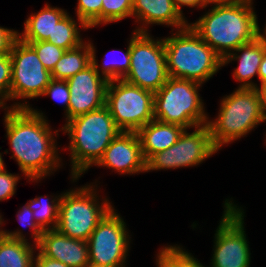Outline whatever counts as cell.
<instances>
[{
  "label": "cell",
  "mask_w": 266,
  "mask_h": 267,
  "mask_svg": "<svg viewBox=\"0 0 266 267\" xmlns=\"http://www.w3.org/2000/svg\"><path fill=\"white\" fill-rule=\"evenodd\" d=\"M3 109L6 137L12 152L10 159L17 161L24 177L37 183L62 168L55 139L60 130L53 132L45 114L32 106Z\"/></svg>",
  "instance_id": "cell-1"
},
{
  "label": "cell",
  "mask_w": 266,
  "mask_h": 267,
  "mask_svg": "<svg viewBox=\"0 0 266 267\" xmlns=\"http://www.w3.org/2000/svg\"><path fill=\"white\" fill-rule=\"evenodd\" d=\"M253 4V0H238L230 5L211 7L197 21L188 24L224 58L257 38V15Z\"/></svg>",
  "instance_id": "cell-2"
},
{
  "label": "cell",
  "mask_w": 266,
  "mask_h": 267,
  "mask_svg": "<svg viewBox=\"0 0 266 267\" xmlns=\"http://www.w3.org/2000/svg\"><path fill=\"white\" fill-rule=\"evenodd\" d=\"M60 130L70 139L68 151L73 182L98 163L105 149L121 132L106 105L68 120Z\"/></svg>",
  "instance_id": "cell-3"
},
{
  "label": "cell",
  "mask_w": 266,
  "mask_h": 267,
  "mask_svg": "<svg viewBox=\"0 0 266 267\" xmlns=\"http://www.w3.org/2000/svg\"><path fill=\"white\" fill-rule=\"evenodd\" d=\"M175 31L163 38L168 77L204 84L223 67V58L189 24Z\"/></svg>",
  "instance_id": "cell-4"
},
{
  "label": "cell",
  "mask_w": 266,
  "mask_h": 267,
  "mask_svg": "<svg viewBox=\"0 0 266 267\" xmlns=\"http://www.w3.org/2000/svg\"><path fill=\"white\" fill-rule=\"evenodd\" d=\"M262 122L265 121L259 89L237 87L221 99L217 117L209 118L207 125L214 146L220 150L222 146L246 137Z\"/></svg>",
  "instance_id": "cell-5"
},
{
  "label": "cell",
  "mask_w": 266,
  "mask_h": 267,
  "mask_svg": "<svg viewBox=\"0 0 266 267\" xmlns=\"http://www.w3.org/2000/svg\"><path fill=\"white\" fill-rule=\"evenodd\" d=\"M85 184L61 193L56 230L62 235L87 241L97 224L113 208L109 198H101L97 186Z\"/></svg>",
  "instance_id": "cell-6"
},
{
  "label": "cell",
  "mask_w": 266,
  "mask_h": 267,
  "mask_svg": "<svg viewBox=\"0 0 266 267\" xmlns=\"http://www.w3.org/2000/svg\"><path fill=\"white\" fill-rule=\"evenodd\" d=\"M202 86L191 80L168 77L154 93V119L186 129L207 124L209 115L199 94Z\"/></svg>",
  "instance_id": "cell-7"
},
{
  "label": "cell",
  "mask_w": 266,
  "mask_h": 267,
  "mask_svg": "<svg viewBox=\"0 0 266 267\" xmlns=\"http://www.w3.org/2000/svg\"><path fill=\"white\" fill-rule=\"evenodd\" d=\"M153 104V92L123 79L108 81L105 105L121 131L137 132L154 120Z\"/></svg>",
  "instance_id": "cell-8"
},
{
  "label": "cell",
  "mask_w": 266,
  "mask_h": 267,
  "mask_svg": "<svg viewBox=\"0 0 266 267\" xmlns=\"http://www.w3.org/2000/svg\"><path fill=\"white\" fill-rule=\"evenodd\" d=\"M130 37V69L124 81L156 93L168 78L162 38L149 32H135Z\"/></svg>",
  "instance_id": "cell-9"
},
{
  "label": "cell",
  "mask_w": 266,
  "mask_h": 267,
  "mask_svg": "<svg viewBox=\"0 0 266 267\" xmlns=\"http://www.w3.org/2000/svg\"><path fill=\"white\" fill-rule=\"evenodd\" d=\"M226 199L214 236L213 255L208 267H250L251 253L244 227V210Z\"/></svg>",
  "instance_id": "cell-10"
},
{
  "label": "cell",
  "mask_w": 266,
  "mask_h": 267,
  "mask_svg": "<svg viewBox=\"0 0 266 267\" xmlns=\"http://www.w3.org/2000/svg\"><path fill=\"white\" fill-rule=\"evenodd\" d=\"M10 58V101L17 99V102L7 108H30L27 99L38 98L42 95L52 80L51 72L43 66L36 51L20 38L13 43ZM20 99L24 102H18Z\"/></svg>",
  "instance_id": "cell-11"
},
{
  "label": "cell",
  "mask_w": 266,
  "mask_h": 267,
  "mask_svg": "<svg viewBox=\"0 0 266 267\" xmlns=\"http://www.w3.org/2000/svg\"><path fill=\"white\" fill-rule=\"evenodd\" d=\"M116 211L113 207L97 224L87 240L91 264L126 267L131 235L122 216Z\"/></svg>",
  "instance_id": "cell-12"
},
{
  "label": "cell",
  "mask_w": 266,
  "mask_h": 267,
  "mask_svg": "<svg viewBox=\"0 0 266 267\" xmlns=\"http://www.w3.org/2000/svg\"><path fill=\"white\" fill-rule=\"evenodd\" d=\"M187 130L174 145L146 161V172L194 167L219 151L212 142L207 124L196 126L191 133Z\"/></svg>",
  "instance_id": "cell-13"
},
{
  "label": "cell",
  "mask_w": 266,
  "mask_h": 267,
  "mask_svg": "<svg viewBox=\"0 0 266 267\" xmlns=\"http://www.w3.org/2000/svg\"><path fill=\"white\" fill-rule=\"evenodd\" d=\"M70 91L68 120L97 110L105 105L108 81L91 63L67 80Z\"/></svg>",
  "instance_id": "cell-14"
},
{
  "label": "cell",
  "mask_w": 266,
  "mask_h": 267,
  "mask_svg": "<svg viewBox=\"0 0 266 267\" xmlns=\"http://www.w3.org/2000/svg\"><path fill=\"white\" fill-rule=\"evenodd\" d=\"M95 166L114 169L120 175L145 173L146 161L137 133L121 131Z\"/></svg>",
  "instance_id": "cell-15"
},
{
  "label": "cell",
  "mask_w": 266,
  "mask_h": 267,
  "mask_svg": "<svg viewBox=\"0 0 266 267\" xmlns=\"http://www.w3.org/2000/svg\"><path fill=\"white\" fill-rule=\"evenodd\" d=\"M36 251L68 267H87L89 264L88 242L62 235L56 229L44 230Z\"/></svg>",
  "instance_id": "cell-16"
},
{
  "label": "cell",
  "mask_w": 266,
  "mask_h": 267,
  "mask_svg": "<svg viewBox=\"0 0 266 267\" xmlns=\"http://www.w3.org/2000/svg\"><path fill=\"white\" fill-rule=\"evenodd\" d=\"M132 17L140 27L135 32H148L150 25H167L178 30L186 27L188 21L177 9L174 0H133Z\"/></svg>",
  "instance_id": "cell-17"
},
{
  "label": "cell",
  "mask_w": 266,
  "mask_h": 267,
  "mask_svg": "<svg viewBox=\"0 0 266 267\" xmlns=\"http://www.w3.org/2000/svg\"><path fill=\"white\" fill-rule=\"evenodd\" d=\"M265 52L266 44L256 38L223 58V66L235 60L239 62L233 71L235 81L241 82L238 88H259L256 83L252 82V78L255 75L258 77V69Z\"/></svg>",
  "instance_id": "cell-18"
},
{
  "label": "cell",
  "mask_w": 266,
  "mask_h": 267,
  "mask_svg": "<svg viewBox=\"0 0 266 267\" xmlns=\"http://www.w3.org/2000/svg\"><path fill=\"white\" fill-rule=\"evenodd\" d=\"M25 236L22 230L0 228V267H34L37 246Z\"/></svg>",
  "instance_id": "cell-19"
},
{
  "label": "cell",
  "mask_w": 266,
  "mask_h": 267,
  "mask_svg": "<svg viewBox=\"0 0 266 267\" xmlns=\"http://www.w3.org/2000/svg\"><path fill=\"white\" fill-rule=\"evenodd\" d=\"M185 129L183 126L163 123L155 119L139 129L136 133L145 161L155 153L174 145Z\"/></svg>",
  "instance_id": "cell-20"
},
{
  "label": "cell",
  "mask_w": 266,
  "mask_h": 267,
  "mask_svg": "<svg viewBox=\"0 0 266 267\" xmlns=\"http://www.w3.org/2000/svg\"><path fill=\"white\" fill-rule=\"evenodd\" d=\"M67 10L52 7L48 3L37 13H31L24 22L22 33L18 38L22 41H46L52 37L55 25L67 14Z\"/></svg>",
  "instance_id": "cell-21"
},
{
  "label": "cell",
  "mask_w": 266,
  "mask_h": 267,
  "mask_svg": "<svg viewBox=\"0 0 266 267\" xmlns=\"http://www.w3.org/2000/svg\"><path fill=\"white\" fill-rule=\"evenodd\" d=\"M91 64L90 42H83L79 46L65 50L60 60L51 72L54 80L67 81L79 71L84 70Z\"/></svg>",
  "instance_id": "cell-22"
},
{
  "label": "cell",
  "mask_w": 266,
  "mask_h": 267,
  "mask_svg": "<svg viewBox=\"0 0 266 267\" xmlns=\"http://www.w3.org/2000/svg\"><path fill=\"white\" fill-rule=\"evenodd\" d=\"M76 20L67 13L55 25L52 37H49L46 41L64 50H69L82 44L84 40H82L80 29L86 30L89 28L78 18Z\"/></svg>",
  "instance_id": "cell-23"
},
{
  "label": "cell",
  "mask_w": 266,
  "mask_h": 267,
  "mask_svg": "<svg viewBox=\"0 0 266 267\" xmlns=\"http://www.w3.org/2000/svg\"><path fill=\"white\" fill-rule=\"evenodd\" d=\"M38 196L30 199L26 204L33 211V217L36 223L43 230L56 229L58 224L59 203L61 195ZM51 199V200H50Z\"/></svg>",
  "instance_id": "cell-24"
},
{
  "label": "cell",
  "mask_w": 266,
  "mask_h": 267,
  "mask_svg": "<svg viewBox=\"0 0 266 267\" xmlns=\"http://www.w3.org/2000/svg\"><path fill=\"white\" fill-rule=\"evenodd\" d=\"M181 245L163 246L157 253V267H205ZM207 267V266H206Z\"/></svg>",
  "instance_id": "cell-25"
},
{
  "label": "cell",
  "mask_w": 266,
  "mask_h": 267,
  "mask_svg": "<svg viewBox=\"0 0 266 267\" xmlns=\"http://www.w3.org/2000/svg\"><path fill=\"white\" fill-rule=\"evenodd\" d=\"M90 42V48H91V63L93 64L95 70L102 76L104 77L107 81H112V80H118V79H123L127 73L129 72L130 69V40L129 44L127 46L126 52H123V56L121 60H113L111 62H104L102 63L101 68L100 64H98V59H96V50L94 44L92 41ZM107 57V56H106ZM101 70V71H100Z\"/></svg>",
  "instance_id": "cell-26"
},
{
  "label": "cell",
  "mask_w": 266,
  "mask_h": 267,
  "mask_svg": "<svg viewBox=\"0 0 266 267\" xmlns=\"http://www.w3.org/2000/svg\"><path fill=\"white\" fill-rule=\"evenodd\" d=\"M133 0H102L101 24L119 22L132 17Z\"/></svg>",
  "instance_id": "cell-27"
},
{
  "label": "cell",
  "mask_w": 266,
  "mask_h": 267,
  "mask_svg": "<svg viewBox=\"0 0 266 267\" xmlns=\"http://www.w3.org/2000/svg\"><path fill=\"white\" fill-rule=\"evenodd\" d=\"M28 43L37 53L43 66L50 72L55 68L65 50L47 41H23Z\"/></svg>",
  "instance_id": "cell-28"
},
{
  "label": "cell",
  "mask_w": 266,
  "mask_h": 267,
  "mask_svg": "<svg viewBox=\"0 0 266 267\" xmlns=\"http://www.w3.org/2000/svg\"><path fill=\"white\" fill-rule=\"evenodd\" d=\"M76 16L89 29L101 25L102 0H77Z\"/></svg>",
  "instance_id": "cell-29"
},
{
  "label": "cell",
  "mask_w": 266,
  "mask_h": 267,
  "mask_svg": "<svg viewBox=\"0 0 266 267\" xmlns=\"http://www.w3.org/2000/svg\"><path fill=\"white\" fill-rule=\"evenodd\" d=\"M41 96H50L52 99L63 104L65 111V122L68 121V108L70 101V91L67 81L64 80H54L52 79L50 83L45 88Z\"/></svg>",
  "instance_id": "cell-30"
},
{
  "label": "cell",
  "mask_w": 266,
  "mask_h": 267,
  "mask_svg": "<svg viewBox=\"0 0 266 267\" xmlns=\"http://www.w3.org/2000/svg\"><path fill=\"white\" fill-rule=\"evenodd\" d=\"M10 86L11 58L9 53L0 55V105L3 108H7L6 101L10 100Z\"/></svg>",
  "instance_id": "cell-31"
},
{
  "label": "cell",
  "mask_w": 266,
  "mask_h": 267,
  "mask_svg": "<svg viewBox=\"0 0 266 267\" xmlns=\"http://www.w3.org/2000/svg\"><path fill=\"white\" fill-rule=\"evenodd\" d=\"M17 219L23 226L31 227L30 235L34 240L32 241V243L33 245L37 246L44 230L34 220L33 211L28 207L27 204L22 206L21 209L17 212Z\"/></svg>",
  "instance_id": "cell-32"
},
{
  "label": "cell",
  "mask_w": 266,
  "mask_h": 267,
  "mask_svg": "<svg viewBox=\"0 0 266 267\" xmlns=\"http://www.w3.org/2000/svg\"><path fill=\"white\" fill-rule=\"evenodd\" d=\"M19 180V174L10 173L7 169L0 173V201L8 200L15 195Z\"/></svg>",
  "instance_id": "cell-33"
},
{
  "label": "cell",
  "mask_w": 266,
  "mask_h": 267,
  "mask_svg": "<svg viewBox=\"0 0 266 267\" xmlns=\"http://www.w3.org/2000/svg\"><path fill=\"white\" fill-rule=\"evenodd\" d=\"M17 38V30L0 26V55L9 54Z\"/></svg>",
  "instance_id": "cell-34"
},
{
  "label": "cell",
  "mask_w": 266,
  "mask_h": 267,
  "mask_svg": "<svg viewBox=\"0 0 266 267\" xmlns=\"http://www.w3.org/2000/svg\"><path fill=\"white\" fill-rule=\"evenodd\" d=\"M36 254L34 257V267H68L61 261L43 256L39 251Z\"/></svg>",
  "instance_id": "cell-35"
},
{
  "label": "cell",
  "mask_w": 266,
  "mask_h": 267,
  "mask_svg": "<svg viewBox=\"0 0 266 267\" xmlns=\"http://www.w3.org/2000/svg\"><path fill=\"white\" fill-rule=\"evenodd\" d=\"M174 3L177 9L183 14L182 7L188 6L189 8H201L202 9V0H174Z\"/></svg>",
  "instance_id": "cell-36"
},
{
  "label": "cell",
  "mask_w": 266,
  "mask_h": 267,
  "mask_svg": "<svg viewBox=\"0 0 266 267\" xmlns=\"http://www.w3.org/2000/svg\"><path fill=\"white\" fill-rule=\"evenodd\" d=\"M237 1L238 0H202V9L203 8L205 9L207 6L211 4L213 7H216V6L230 5V4L236 3Z\"/></svg>",
  "instance_id": "cell-37"
},
{
  "label": "cell",
  "mask_w": 266,
  "mask_h": 267,
  "mask_svg": "<svg viewBox=\"0 0 266 267\" xmlns=\"http://www.w3.org/2000/svg\"><path fill=\"white\" fill-rule=\"evenodd\" d=\"M258 79L261 82L260 86L266 84V52L258 69Z\"/></svg>",
  "instance_id": "cell-38"
},
{
  "label": "cell",
  "mask_w": 266,
  "mask_h": 267,
  "mask_svg": "<svg viewBox=\"0 0 266 267\" xmlns=\"http://www.w3.org/2000/svg\"><path fill=\"white\" fill-rule=\"evenodd\" d=\"M258 89L261 95L263 114L266 116V84L261 85Z\"/></svg>",
  "instance_id": "cell-39"
},
{
  "label": "cell",
  "mask_w": 266,
  "mask_h": 267,
  "mask_svg": "<svg viewBox=\"0 0 266 267\" xmlns=\"http://www.w3.org/2000/svg\"><path fill=\"white\" fill-rule=\"evenodd\" d=\"M261 31L262 30L259 27L258 18H257V39L260 41H263L266 44V24H265V28L262 31L263 33Z\"/></svg>",
  "instance_id": "cell-40"
},
{
  "label": "cell",
  "mask_w": 266,
  "mask_h": 267,
  "mask_svg": "<svg viewBox=\"0 0 266 267\" xmlns=\"http://www.w3.org/2000/svg\"><path fill=\"white\" fill-rule=\"evenodd\" d=\"M2 154L3 153H1L0 152V173L3 171V170H5L6 168V166L4 165L5 163H4V160H3V158H2Z\"/></svg>",
  "instance_id": "cell-41"
},
{
  "label": "cell",
  "mask_w": 266,
  "mask_h": 267,
  "mask_svg": "<svg viewBox=\"0 0 266 267\" xmlns=\"http://www.w3.org/2000/svg\"><path fill=\"white\" fill-rule=\"evenodd\" d=\"M87 267H109V266H102V265H96L89 263Z\"/></svg>",
  "instance_id": "cell-42"
},
{
  "label": "cell",
  "mask_w": 266,
  "mask_h": 267,
  "mask_svg": "<svg viewBox=\"0 0 266 267\" xmlns=\"http://www.w3.org/2000/svg\"><path fill=\"white\" fill-rule=\"evenodd\" d=\"M3 222H4V220H3L2 215L0 213V227L2 226Z\"/></svg>",
  "instance_id": "cell-43"
}]
</instances>
